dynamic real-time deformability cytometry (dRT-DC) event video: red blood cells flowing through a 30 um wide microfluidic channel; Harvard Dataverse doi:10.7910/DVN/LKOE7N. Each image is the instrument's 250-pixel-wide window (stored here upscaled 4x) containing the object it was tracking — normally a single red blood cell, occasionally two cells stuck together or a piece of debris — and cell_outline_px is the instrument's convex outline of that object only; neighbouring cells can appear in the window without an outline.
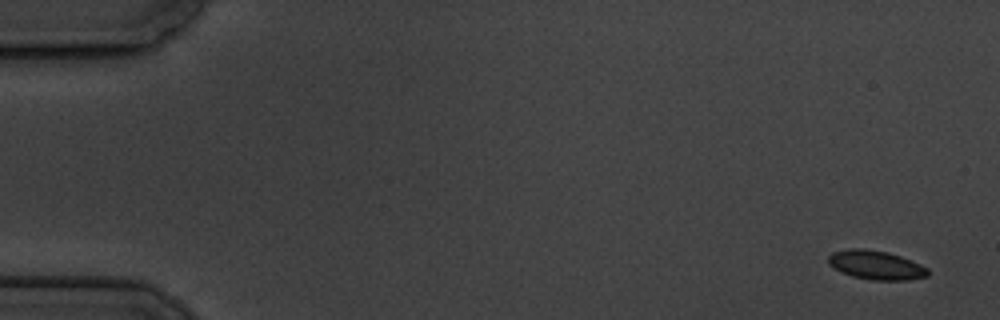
{"species": "common noctule bat (a hibernating species)", "species_latin": "Nyctalus noctula", "temperature_condition": "cold", "stored_images_in_passage": 6, "camera_frame_rate_fps": 3000, "um_per_image_px": 0.085, "animal": {"sex": "male", "body_mass_g": 19.5, "forearm_length_mm": 54.6}, "frame": {"image": 1, "passage_image": 1, "time_ms": 0.0, "image_size_px": [1000, 320], "cell_outline_px": [[928, 276], [908, 280], [872, 280], [852, 276], [828, 264], [828, 256], [832, 252], [848, 248], [864, 248], [888, 252], [900, 256], [920, 264], [928, 268]], "centroid_in_image_um": [74.46, 22.52], "position_along_channel_um": 10.5, "area_um2": 16.76}}
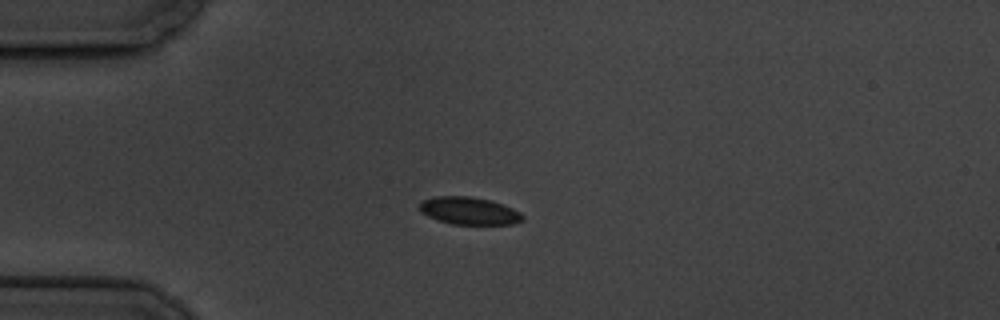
{"frame": {"image": 2, "passage_image": 4, "time_ms": 4.333, "image_size_px": [1000, 320], "cell_outline_px": [[524, 220], [512, 224], [452, 224], [436, 220], [420, 212], [420, 204], [424, 200], [432, 196], [472, 196], [492, 200], [512, 208], [520, 212], [524, 216]], "centroid_in_image_um": [39.88, 17.91], "position_along_channel_um": 45.1, "area_um2": 16.65}}
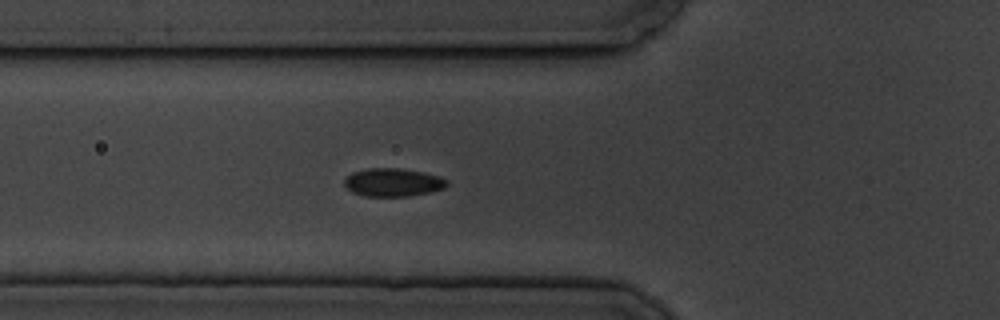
{"frame": {"image": 3, "passage_image": 6, "time_ms": 6.333, "image_size_px": [1000, 320], "cell_outline_px": [[448, 184], [444, 188], [428, 192], [408, 196], [364, 196], [352, 192], [344, 184], [344, 180], [352, 172], [368, 168], [400, 168], [424, 172], [440, 176], [448, 180]], "centroid_in_image_um": [33.41, 15.49], "position_along_channel_um": 92.4, "area_um2": 16.82}}